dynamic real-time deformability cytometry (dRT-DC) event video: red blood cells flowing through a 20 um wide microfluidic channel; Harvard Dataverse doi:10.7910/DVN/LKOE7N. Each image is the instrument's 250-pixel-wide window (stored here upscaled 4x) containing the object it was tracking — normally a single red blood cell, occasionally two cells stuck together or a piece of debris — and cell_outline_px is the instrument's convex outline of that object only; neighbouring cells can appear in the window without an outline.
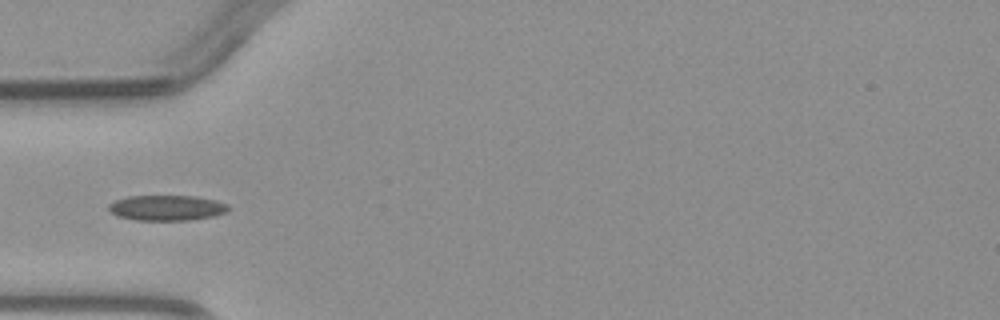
{"species": "common noctule bat (a hibernating species)", "species_latin": "Nyctalus noctula", "temperature_condition": "warm", "stored_images_in_passage": 4, "camera_frame_rate_fps": 3000, "um_per_image_px": 0.085, "animal": {"sex": "male", "body_mass_g": 23.1, "forearm_length_mm": 52.7}, "frame": {"image": 1, "passage_image": 3, "time_ms": 2.333, "image_size_px": [1000, 320], "cell_outline_px": [[232, 208], [224, 212], [212, 216], [188, 220], [136, 220], [116, 216], [108, 208], [108, 204], [116, 200], [128, 196], [196, 196], [216, 200], [228, 204]], "centroid_in_image_um": [14.18, 17.66], "position_along_channel_um": 70.8, "area_um2": 17.69}}
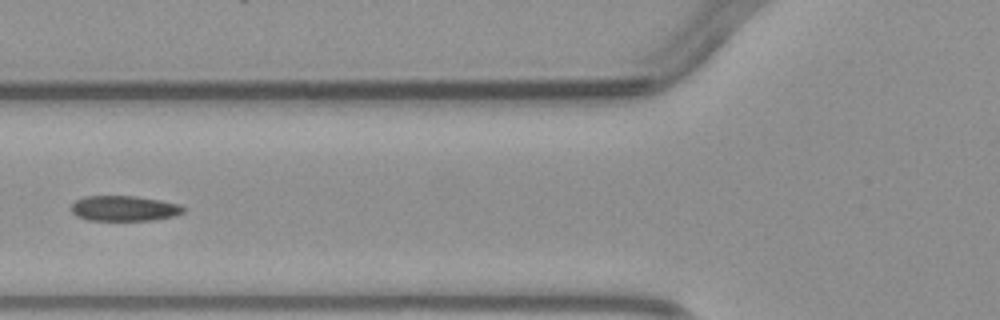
{"frame": {"image": 2, "passage_image": 4, "time_ms": 3.333, "image_size_px": [1000, 320], "cell_outline_px": [[184, 212], [176, 216], [152, 220], [88, 220], [76, 216], [72, 212], [72, 204], [76, 200], [84, 196], [136, 196], [160, 200], [180, 204], [184, 208]], "centroid_in_image_um": [10.57, 17.71], "position_along_channel_um": 115.2, "area_um2": 16.59}}